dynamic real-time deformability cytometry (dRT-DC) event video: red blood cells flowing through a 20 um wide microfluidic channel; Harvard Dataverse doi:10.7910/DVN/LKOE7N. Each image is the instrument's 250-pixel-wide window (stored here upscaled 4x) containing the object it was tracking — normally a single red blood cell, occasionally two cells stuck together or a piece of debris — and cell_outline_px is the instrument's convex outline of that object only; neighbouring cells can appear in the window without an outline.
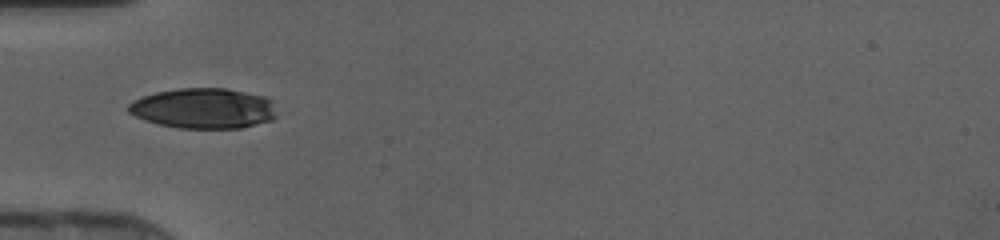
{"species": "human", "species_latin": "Homo sapiens", "temperature_condition": "cold", "stored_images_in_passage": 3, "camera_frame_rate_fps": 3000, "um_per_image_px": 0.085, "donor": {"sex": "female"}, "frame": {"image": 1, "passage_image": 1, "time_ms": 0.0, "image_size_px": [1000, 240], "cell_outline_px": [[276, 116], [272, 120], [240, 128], [180, 128], [160, 124], [144, 120], [128, 112], [128, 104], [132, 100], [156, 92], [180, 88], [224, 88], [264, 96], [272, 100]], "centroid_in_image_um": [17.3, 9.21], "position_along_channel_um": 67.7, "area_um2": 34.74}}